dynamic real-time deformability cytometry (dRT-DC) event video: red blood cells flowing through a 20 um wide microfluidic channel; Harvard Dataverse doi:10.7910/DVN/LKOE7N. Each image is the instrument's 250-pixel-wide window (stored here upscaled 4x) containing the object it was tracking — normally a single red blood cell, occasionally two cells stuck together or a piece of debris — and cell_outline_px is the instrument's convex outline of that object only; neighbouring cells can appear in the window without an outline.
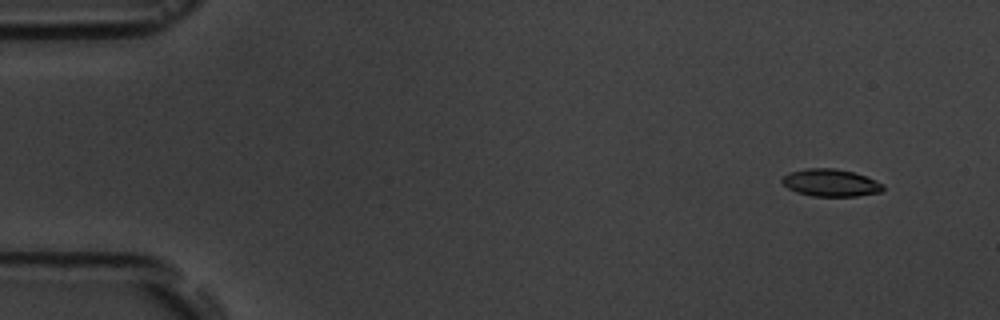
{"species": "common noctule bat (a hibernating species)", "species_latin": "Nyctalus noctula", "temperature_condition": "room temperature", "stored_images_in_passage": 11, "camera_frame_rate_fps": 3000, "um_per_image_px": 0.085, "animal": {"sex": "male", "body_mass_g": 19.5, "forearm_length_mm": 54.6}, "frame": {"image": 1, "passage_image": 1, "time_ms": 0.0, "image_size_px": [1000, 320], "cell_outline_px": [[884, 188], [880, 192], [856, 196], [812, 196], [796, 192], [788, 188], [780, 180], [788, 172], [808, 168], [832, 168], [852, 172], [876, 180], [884, 184]], "centroid_in_image_um": [70.59, 15.54], "position_along_channel_um": 14.4, "area_um2": 16.01}}
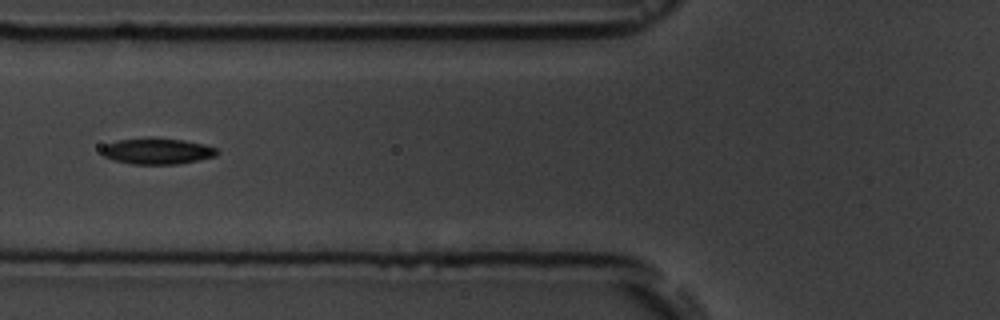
{"frame": {"image": 2, "passage_image": 6, "time_ms": 5.667, "image_size_px": [1000, 320], "cell_outline_px": [[220, 152], [216, 156], [176, 164], [132, 164], [112, 160], [104, 156], [100, 152], [100, 148], [116, 140], [148, 136], [152, 136], [184, 140], [204, 144], [216, 148]], "centroid_in_image_um": [13.32, 12.82], "position_along_channel_um": 112.5, "area_um2": 17.92}}
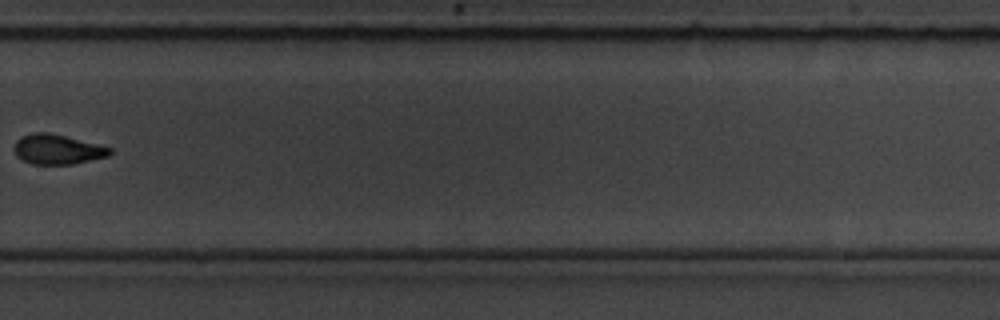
{"frame": {"image": 3, "passage_image": 11, "time_ms": 11.333, "image_size_px": [1000, 320], "cell_outline_px": [[112, 152], [108, 156], [72, 164], [32, 164], [16, 156], [12, 148], [16, 140], [20, 136], [32, 132], [48, 132], [112, 148]], "centroid_in_image_um": [4.81, 12.69], "position_along_channel_um": 325.0, "area_um2": 16.59}}